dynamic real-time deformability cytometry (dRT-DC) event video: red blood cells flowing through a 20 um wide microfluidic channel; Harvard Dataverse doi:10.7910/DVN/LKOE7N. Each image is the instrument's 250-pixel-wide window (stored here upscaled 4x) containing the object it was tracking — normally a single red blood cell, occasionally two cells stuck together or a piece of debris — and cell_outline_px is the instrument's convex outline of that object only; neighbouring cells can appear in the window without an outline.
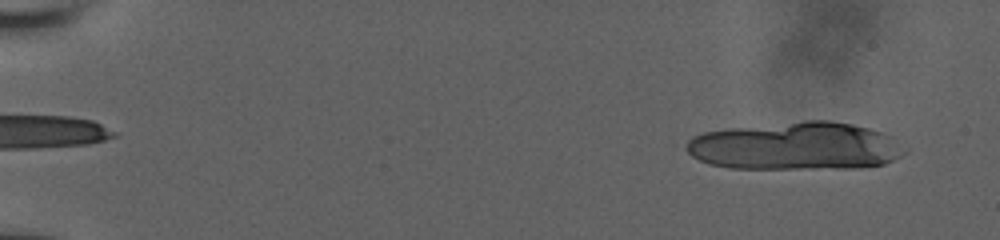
{"species": "human", "species_latin": "Homo sapiens", "temperature_condition": "room temperature", "stored_images_in_passage": 17, "camera_frame_rate_fps": 3000, "um_per_image_px": 0.085, "donor": {"sex": "male"}, "frame": {"image": 1, "passage_image": 4, "time_ms": 1.0, "image_size_px": [1000, 240], "cell_outline_px": [[908, 152], [884, 164], [860, 168], [728, 168], [708, 164], [692, 156], [684, 148], [684, 144], [692, 136], [704, 132], [728, 128], [804, 120], [832, 120], [852, 124], [884, 132], [892, 136]], "centroid_in_image_um": [67.62, 12.41], "position_along_channel_um": 17.4, "area_um2": 61.44}}